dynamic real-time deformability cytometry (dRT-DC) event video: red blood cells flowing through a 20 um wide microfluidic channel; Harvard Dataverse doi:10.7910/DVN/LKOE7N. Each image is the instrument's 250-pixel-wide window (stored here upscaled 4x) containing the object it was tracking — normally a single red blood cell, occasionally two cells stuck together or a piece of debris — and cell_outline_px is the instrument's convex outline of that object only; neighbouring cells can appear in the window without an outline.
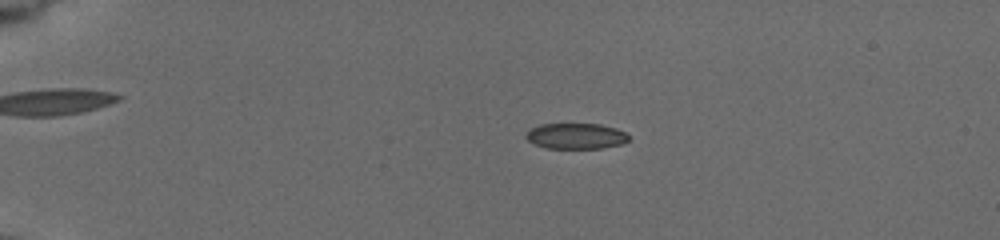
{"species": "common noctule bat (a hibernating species)", "species_latin": "Nyctalus noctula", "temperature_condition": "cold", "stored_images_in_passage": 11, "camera_frame_rate_fps": 3000, "um_per_image_px": 0.085, "animal": {"sex": "female", "body_mass_g": 19.5, "forearm_length_mm": 54.1}, "frame": {"image": 1, "passage_image": 1, "time_ms": 0.0, "image_size_px": [1000, 240], "cell_outline_px": [[628, 140], [620, 144], [604, 148], [544, 148], [528, 140], [524, 136], [532, 128], [540, 124], [600, 124], [616, 128], [624, 132], [628, 136]], "centroid_in_image_um": [48.95, 11.56], "position_along_channel_um": 36.1, "area_um2": 15.26}}
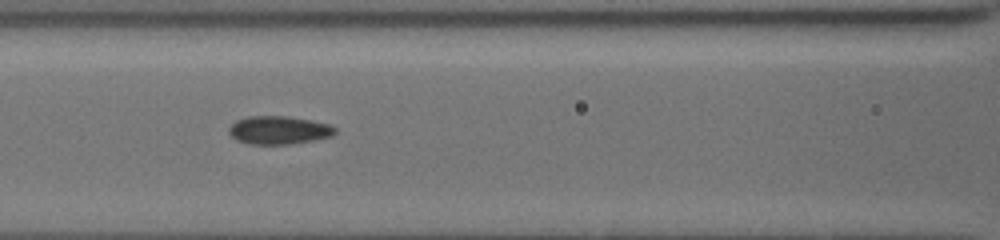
{"frame": {"image": 2, "passage_image": 10, "time_ms": 4.667, "image_size_px": [1000, 240], "cell_outline_px": [[336, 132], [332, 136], [316, 140], [288, 144], [248, 144], [236, 140], [228, 132], [228, 128], [236, 120], [248, 116], [288, 116], [312, 120], [332, 124], [336, 128]], "centroid_in_image_um": [23.72, 11.06], "position_along_channel_um": 142.9, "area_um2": 17.69}}
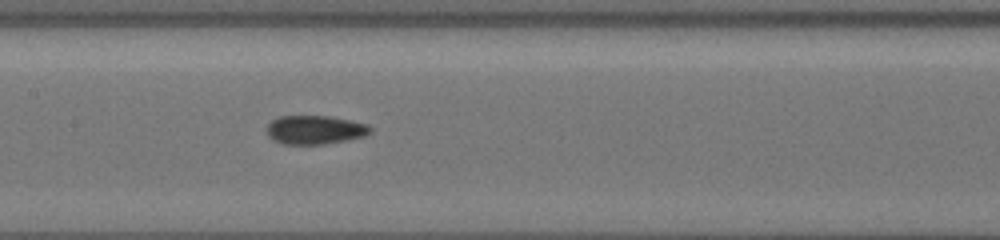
{"frame": {"image": 3, "passage_image": 11, "time_ms": 5.667, "image_size_px": [1000, 240], "cell_outline_px": [[372, 132], [364, 136], [324, 144], [284, 144], [272, 140], [268, 136], [268, 124], [272, 120], [280, 116], [328, 116], [352, 120], [368, 124], [372, 128]], "centroid_in_image_um": [26.79, 11.03], "position_along_channel_um": 180.6, "area_um2": 17.34}}